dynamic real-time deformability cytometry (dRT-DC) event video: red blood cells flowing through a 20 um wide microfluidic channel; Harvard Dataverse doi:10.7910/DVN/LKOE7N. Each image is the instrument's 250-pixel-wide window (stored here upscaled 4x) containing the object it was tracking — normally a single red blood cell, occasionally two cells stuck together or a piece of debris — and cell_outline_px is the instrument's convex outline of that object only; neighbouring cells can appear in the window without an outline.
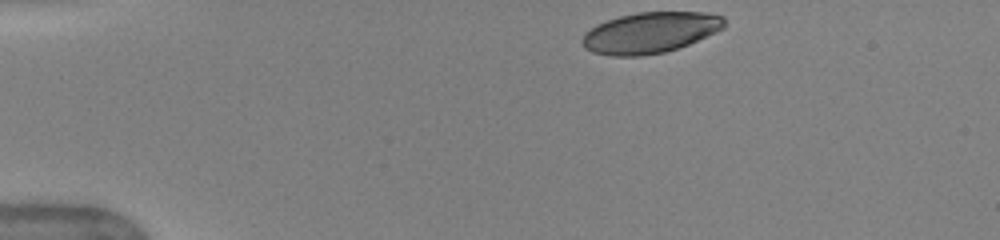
{"species": "human", "species_latin": "Homo sapiens", "temperature_condition": "warm", "stored_images_in_passage": 25, "camera_frame_rate_fps": 3000, "um_per_image_px": 0.085, "donor": {"sex": "female"}, "frame": {"image": 1, "passage_image": 1, "time_ms": 0.0, "image_size_px": [1000, 240], "cell_outline_px": [[724, 28], [716, 32], [688, 44], [664, 52], [640, 56], [612, 56], [592, 52], [584, 48], [580, 40], [584, 32], [596, 24], [620, 16], [636, 12], [704, 12], [724, 16]], "centroid_in_image_um": [55.22, 2.77], "position_along_channel_um": 29.8, "area_um2": 33.93}}
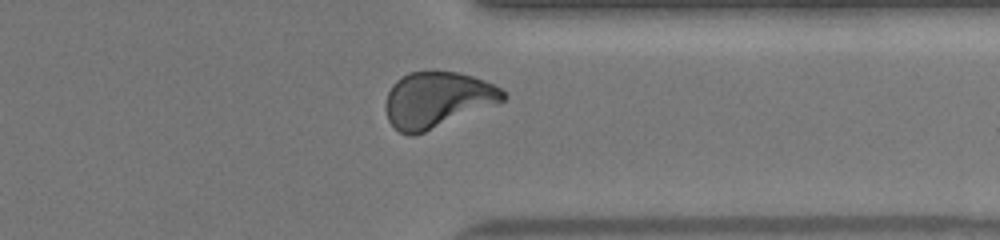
{"frame": {"image": 2, "passage_image": 18, "time_ms": 10.333, "image_size_px": [1000, 240], "cell_outline_px": [[508, 96], [504, 100], [424, 132], [412, 136], [408, 136], [400, 132], [388, 120], [384, 108], [384, 104], [388, 92], [392, 84], [396, 80], [408, 72], [456, 72], [472, 76], [484, 80], [500, 88]], "centroid_in_image_um": [37.11, 8.47], "position_along_channel_um": 374.3, "area_um2": 37.74}}
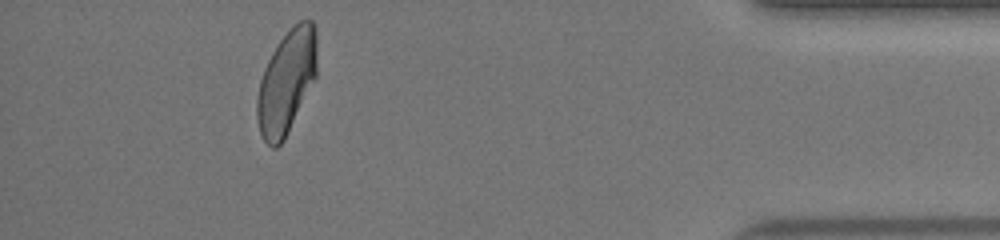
{"frame": {"image": 3, "passage_image": 23, "time_ms": 12.333, "image_size_px": [1000, 240], "cell_outline_px": [[316, 76], [284, 140], [276, 148], [272, 148], [264, 140], [260, 132], [256, 116], [256, 100], [260, 80], [264, 68], [272, 52], [280, 40], [300, 20], [312, 20], [316, 32]], "centroid_in_image_um": [24.34, 6.98], "position_along_channel_um": 410.9, "area_um2": 35.72}, "authors_computed_cell_mechanics": {"area_um2": 36.6452, "velocity_mm_per_s": 4.0436, "shape_relaxation_time_tau1_ms": 7.9541, "shape_relaxation_time_tau2_ms": 1.4456, "deformation_change_tau1": 0.2191, "deformation_change_tau2": 0.0769}}